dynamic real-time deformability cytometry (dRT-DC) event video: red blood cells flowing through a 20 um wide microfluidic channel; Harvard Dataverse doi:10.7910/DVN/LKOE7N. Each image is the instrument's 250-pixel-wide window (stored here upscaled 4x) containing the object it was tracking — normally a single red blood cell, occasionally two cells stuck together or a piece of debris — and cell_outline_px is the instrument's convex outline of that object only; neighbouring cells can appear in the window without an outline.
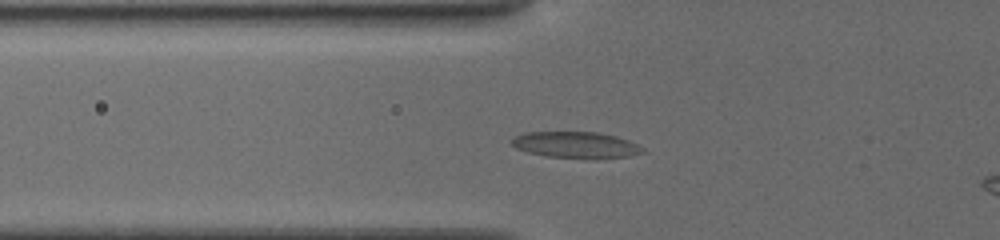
{"species": "common noctule bat (a hibernating species)", "species_latin": "Nyctalus noctula", "temperature_condition": "cold", "stored_images_in_passage": 30, "camera_frame_rate_fps": 3000, "um_per_image_px": 0.085, "animal": {"sex": "female", "body_mass_g": 19.5, "forearm_length_mm": 54.1}, "frame": {"image": 1, "passage_image": 3, "time_ms": 1.333, "image_size_px": [1000, 240], "cell_outline_px": [[648, 152], [628, 156], [596, 160], [544, 156], [528, 152], [516, 148], [512, 144], [512, 140], [516, 136], [524, 132], [596, 132], [616, 136], [628, 140], [644, 148]], "centroid_in_image_um": [49.0, 12.34], "position_along_channel_um": 76.8, "area_um2": 20.46}}
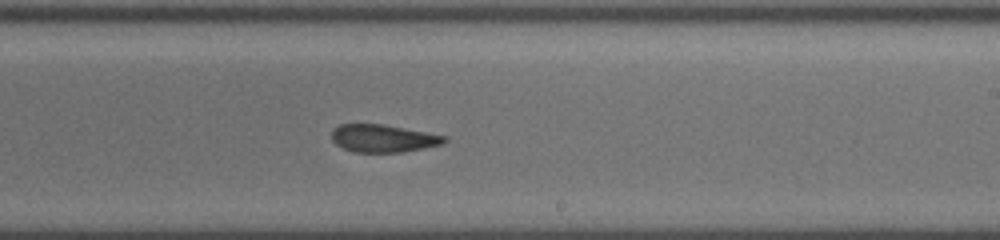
{"frame": {"image": 2, "passage_image": 12, "time_ms": 6.0, "image_size_px": [1000, 240], "cell_outline_px": [[448, 140], [444, 144], [404, 152], [356, 152], [344, 148], [336, 144], [332, 140], [332, 128], [340, 124], [384, 124], [448, 136]], "centroid_in_image_um": [32.6, 11.75], "position_along_channel_um": 256.4, "area_um2": 18.32}}
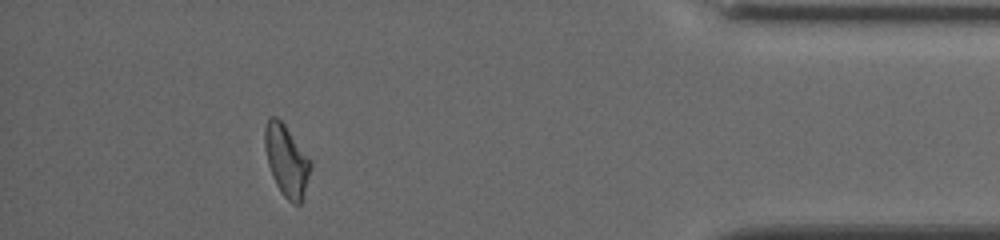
{"frame": {"image": 3, "passage_image": 27, "time_ms": 11.0, "image_size_px": [1000, 240], "cell_outline_px": [[312, 168], [304, 196], [300, 204], [292, 204], [284, 196], [276, 184], [272, 176], [268, 164], [264, 148], [264, 128], [268, 120], [272, 116], [276, 116], [284, 124], [312, 160]], "centroid_in_image_um": [24.37, 13.66], "position_along_channel_um": 410.8, "area_um2": 19.25}}